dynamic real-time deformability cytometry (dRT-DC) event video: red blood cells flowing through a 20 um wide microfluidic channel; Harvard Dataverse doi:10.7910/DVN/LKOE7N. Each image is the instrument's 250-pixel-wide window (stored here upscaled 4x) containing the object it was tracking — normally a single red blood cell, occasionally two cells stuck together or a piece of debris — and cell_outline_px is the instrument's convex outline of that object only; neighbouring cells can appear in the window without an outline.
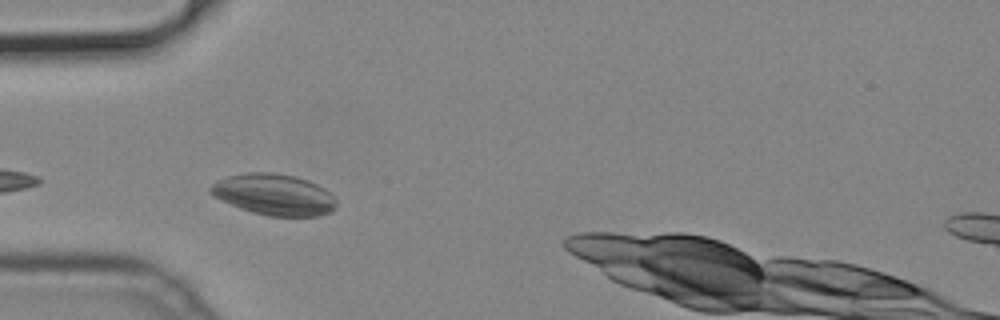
{"species": "common noctule bat (a hibernating species)", "species_latin": "Nyctalus noctula", "temperature_condition": "cold", "stored_images_in_passage": 31, "camera_frame_rate_fps": 3000, "um_per_image_px": 0.085, "animal": {"sex": "male", "body_mass_g": 19.2, "forearm_length_mm": 51.8}, "frame": {"image": 1, "passage_image": 5, "time_ms": 1.333, "image_size_px": [1000, 320], "cell_outline_px": [[336, 208], [332, 212], [320, 216], [268, 216], [252, 212], [240, 208], [212, 196], [208, 192], [208, 188], [216, 180], [228, 176], [248, 172], [276, 172], [296, 176], [308, 180], [324, 188], [336, 200]], "centroid_in_image_um": [23.28, 16.53], "position_along_channel_um": 61.7, "area_um2": 30.52}}